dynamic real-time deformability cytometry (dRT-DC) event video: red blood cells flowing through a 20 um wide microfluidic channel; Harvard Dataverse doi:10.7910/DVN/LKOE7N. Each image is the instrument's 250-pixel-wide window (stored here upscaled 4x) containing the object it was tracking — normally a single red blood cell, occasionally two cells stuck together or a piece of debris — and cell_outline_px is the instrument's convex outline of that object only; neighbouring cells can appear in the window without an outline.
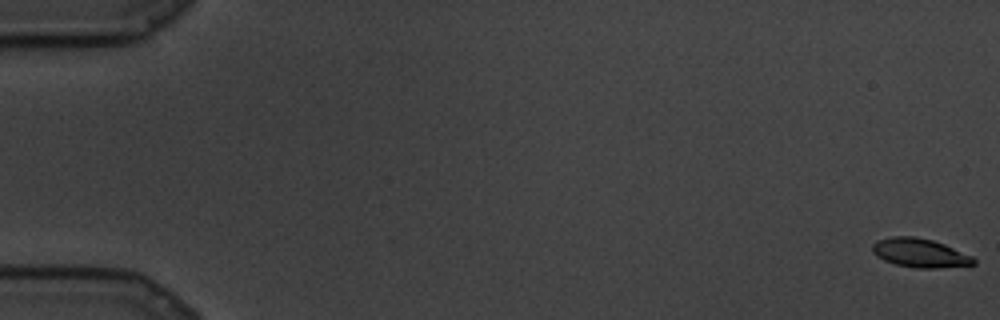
{"species": "common noctule bat (a hibernating species)", "species_latin": "Nyctalus noctula", "temperature_condition": "cold", "stored_images_in_passage": 88, "camera_frame_rate_fps": 3000, "um_per_image_px": 0.085, "animal": {"sex": "male", "body_mass_g": 19.5, "forearm_length_mm": 54.6}, "frame": {"image": 1, "passage_image": 1, "time_ms": 0.0, "image_size_px": [1000, 320], "cell_outline_px": [[976, 264], [936, 268], [916, 268], [896, 264], [884, 260], [876, 256], [872, 252], [872, 244], [876, 240], [892, 236], [916, 236], [932, 240], [944, 244], [972, 256], [976, 260]], "centroid_in_image_um": [78.16, 21.49], "position_along_channel_um": 6.8, "area_um2": 17.05}}
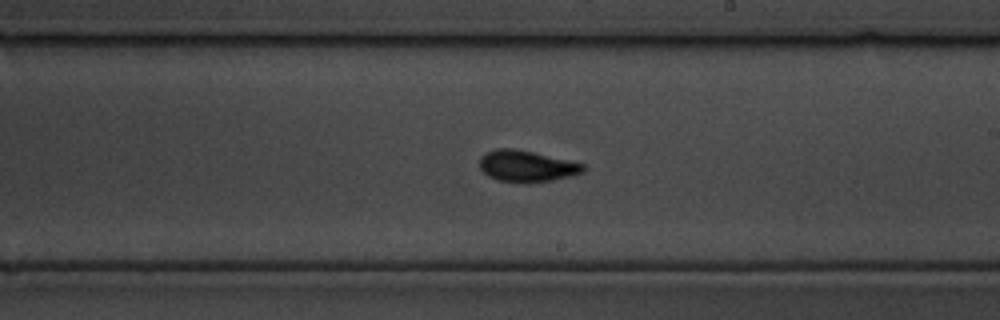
{"frame": {"image": 2, "passage_image": 52, "time_ms": 17.0, "image_size_px": [1000, 320], "cell_outline_px": [[588, 168], [584, 172], [572, 176], [552, 180], [496, 180], [488, 176], [480, 168], [480, 156], [484, 152], [496, 148], [512, 148], [532, 152], [584, 164]], "centroid_in_image_um": [44.76, 14.08], "position_along_channel_um": 244.2, "area_um2": 18.38}}
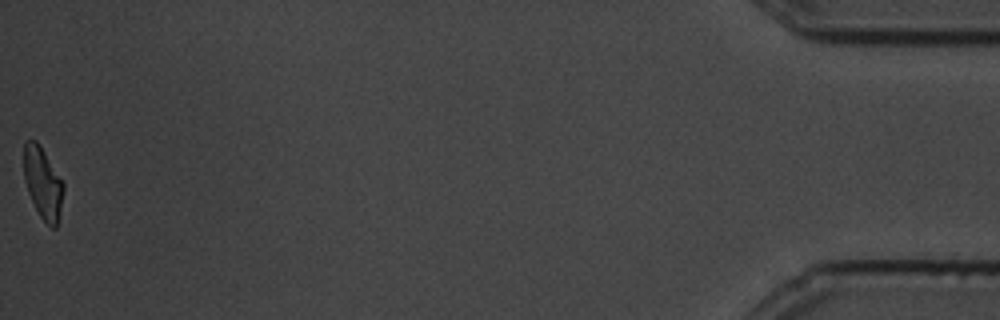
{"frame": {"image": 3, "passage_image": 88, "time_ms": 29.0, "image_size_px": [1000, 320], "cell_outline_px": [[64, 192], [56, 228], [52, 228], [40, 216], [28, 192], [24, 180], [24, 140], [36, 140], [40, 144], [64, 184]], "centroid_in_image_um": [3.64, 15.52], "position_along_channel_um": 431.6, "area_um2": 16.36}}